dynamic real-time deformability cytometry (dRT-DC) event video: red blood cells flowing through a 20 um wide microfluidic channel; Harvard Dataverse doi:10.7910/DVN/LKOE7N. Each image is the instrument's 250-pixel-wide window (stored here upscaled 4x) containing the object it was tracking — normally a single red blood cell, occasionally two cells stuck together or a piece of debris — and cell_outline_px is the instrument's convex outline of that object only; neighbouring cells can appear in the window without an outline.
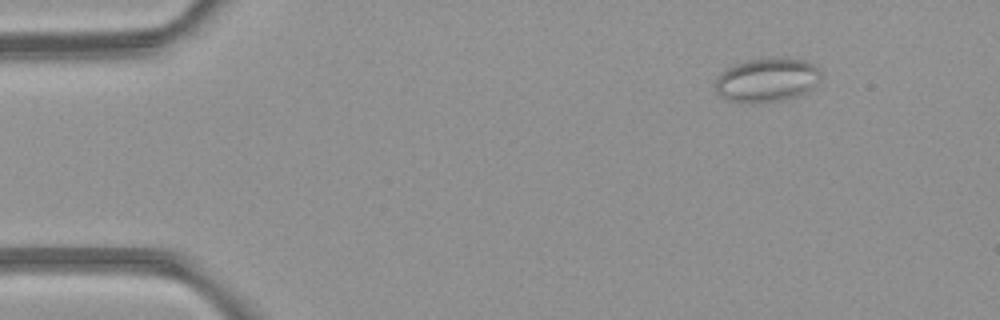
{"species": "common noctule bat (a hibernating species)", "species_latin": "Nyctalus noctula", "temperature_condition": "room temperature", "stored_images_in_passage": 4, "camera_frame_rate_fps": 3000, "um_per_image_px": 0.085, "animal": {"sex": "female", "body_mass_g": 21.9}, "frame": {"image": 1, "passage_image": 2, "time_ms": 1.333, "image_size_px": [1000, 320], "cell_outline_px": [[824, 76], [812, 88], [804, 92], [792, 96], [776, 100], [728, 100], [720, 96], [716, 92], [716, 80], [724, 68], [732, 64], [748, 60], [768, 56], [784, 56], [804, 60], [812, 64]], "centroid_in_image_um": [65.2, 6.7], "position_along_channel_um": 19.8, "area_um2": 26.7}}